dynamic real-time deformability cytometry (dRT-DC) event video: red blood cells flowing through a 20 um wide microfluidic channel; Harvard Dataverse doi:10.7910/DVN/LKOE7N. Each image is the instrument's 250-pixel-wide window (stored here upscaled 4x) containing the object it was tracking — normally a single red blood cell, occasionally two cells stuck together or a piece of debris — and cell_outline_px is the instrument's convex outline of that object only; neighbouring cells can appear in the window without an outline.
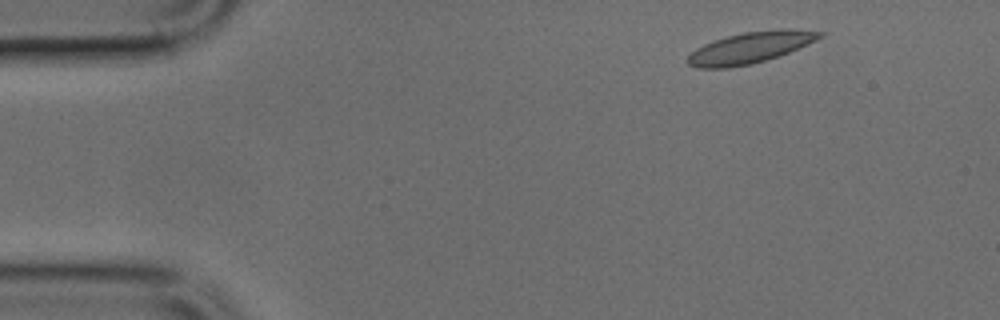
{"species": "common noctule bat (a hibernating species)", "species_latin": "Nyctalus noctula", "temperature_condition": "cold", "stored_images_in_passage": 4, "segment_of_instrument_passage": [1, 2], "camera_frame_rate_fps": 3000, "um_per_image_px": 0.085, "animal": {"sex": "male", "body_mass_g": 17.9, "forearm_length_mm": 54.2}, "frame": {"image": 1, "passage_image": 1, "time_ms": 0.0, "image_size_px": [1000, 320], "cell_outline_px": [[828, 32], [824, 36], [816, 40], [788, 52], [752, 64], [728, 68], [700, 68], [688, 64], [688, 56], [696, 48], [704, 44], [728, 36], [744, 32], [780, 28], [788, 28]], "centroid_in_image_um": [63.81, 4.03], "position_along_channel_um": 21.2, "area_um2": 23.87}}